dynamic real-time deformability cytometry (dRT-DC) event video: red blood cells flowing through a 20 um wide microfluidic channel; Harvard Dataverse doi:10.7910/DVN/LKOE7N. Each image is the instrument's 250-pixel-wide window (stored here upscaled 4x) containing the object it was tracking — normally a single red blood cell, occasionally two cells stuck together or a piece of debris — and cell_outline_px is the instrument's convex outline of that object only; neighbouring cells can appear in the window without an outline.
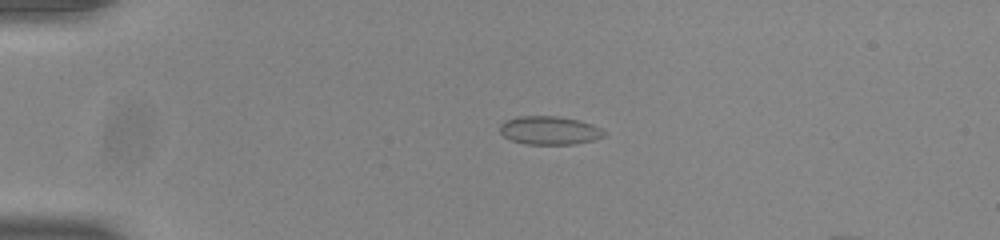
{"species": "common noctule bat (a hibernating species)", "species_latin": "Nyctalus noctula", "temperature_condition": "room temperature", "stored_images_in_passage": 42, "camera_frame_rate_fps": 3000, "um_per_image_px": 0.085, "animal": {"sex": "male", "body_mass_g": 20.0, "forearm_length_mm": 53.3}, "frame": {"image": 1, "passage_image": 2, "time_ms": 0.333, "image_size_px": [1000, 240], "cell_outline_px": [[608, 136], [596, 140], [576, 144], [524, 144], [512, 140], [504, 136], [500, 132], [500, 124], [504, 120], [516, 116], [556, 116], [580, 120], [592, 124], [608, 132]], "centroid_in_image_um": [46.76, 11.08], "position_along_channel_um": 38.2, "area_um2": 17.63}}
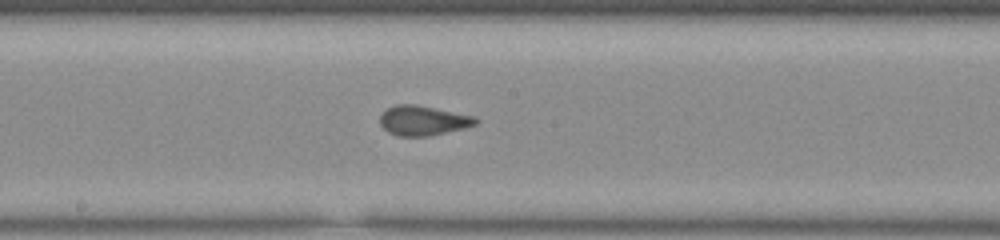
{"frame": {"image": 2, "passage_image": 19, "time_ms": 6.0, "image_size_px": [1000, 240], "cell_outline_px": [[480, 120], [476, 124], [464, 128], [428, 136], [396, 136], [388, 132], [380, 124], [380, 116], [388, 108], [396, 104], [416, 104], [472, 116]], "centroid_in_image_um": [35.93, 10.25], "position_along_channel_um": 212.3, "area_um2": 16.42}}
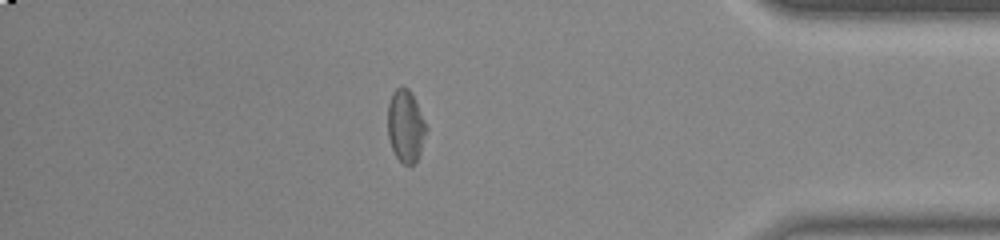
{"frame": {"image": 3, "passage_image": 36, "time_ms": 11.667, "image_size_px": [1000, 240], "cell_outline_px": [[428, 128], [416, 164], [404, 164], [396, 156], [392, 148], [388, 136], [388, 104], [392, 92], [396, 88], [408, 88], [412, 92]], "centroid_in_image_um": [34.49, 10.71], "position_along_channel_um": 400.7, "area_um2": 16.24}}